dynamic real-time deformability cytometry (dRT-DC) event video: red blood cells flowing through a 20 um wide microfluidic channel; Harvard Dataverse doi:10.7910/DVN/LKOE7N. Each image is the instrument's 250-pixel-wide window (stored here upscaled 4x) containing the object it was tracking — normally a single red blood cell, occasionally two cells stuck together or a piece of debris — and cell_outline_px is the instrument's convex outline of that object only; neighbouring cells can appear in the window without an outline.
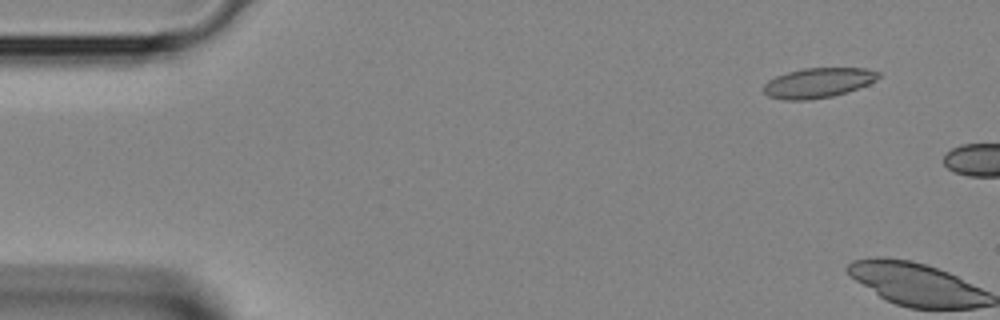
{"species": "Egyptian fruit bat (a non-hibernating species)", "species_latin": "Rousettus aegyptiacus", "temperature_condition": "room temperature", "stored_images_in_passage": 4, "camera_frame_rate_fps": 3000, "um_per_image_px": 0.085, "animal": {"sex": "female"}, "frame": {"image": 1, "passage_image": 1, "time_ms": 0.0, "image_size_px": [1000, 320], "cell_outline_px": [[880, 76], [876, 80], [860, 88], [848, 92], [832, 96], [808, 100], [784, 100], [768, 96], [764, 92], [764, 84], [768, 80], [776, 76], [788, 72], [804, 68], [868, 68], [880, 72]], "centroid_in_image_um": [69.56, 7.04], "position_along_channel_um": 15.4, "area_um2": 20.11}}
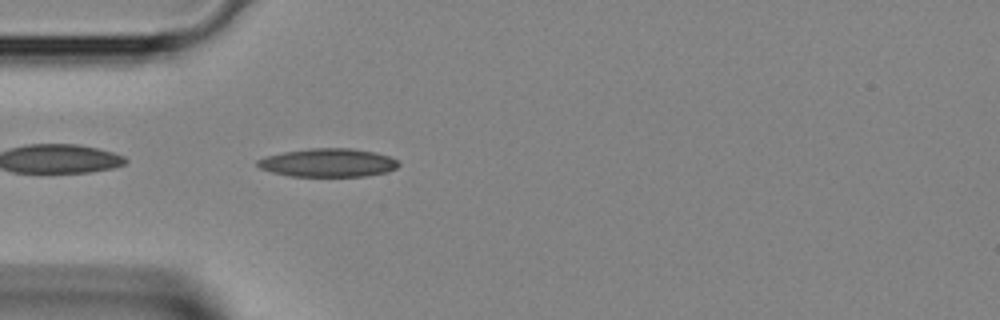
{"frame": {"image": 2, "passage_image": 4, "time_ms": 1.0, "image_size_px": [1000, 320], "cell_outline_px": [[400, 164], [396, 168], [388, 172], [364, 176], [288, 176], [272, 172], [260, 168], [256, 164], [256, 160], [264, 156], [284, 152], [312, 148], [352, 148], [376, 152], [400, 160]], "centroid_in_image_um": [27.9, 13.83], "position_along_channel_um": 57.1, "area_um2": 23.52}}